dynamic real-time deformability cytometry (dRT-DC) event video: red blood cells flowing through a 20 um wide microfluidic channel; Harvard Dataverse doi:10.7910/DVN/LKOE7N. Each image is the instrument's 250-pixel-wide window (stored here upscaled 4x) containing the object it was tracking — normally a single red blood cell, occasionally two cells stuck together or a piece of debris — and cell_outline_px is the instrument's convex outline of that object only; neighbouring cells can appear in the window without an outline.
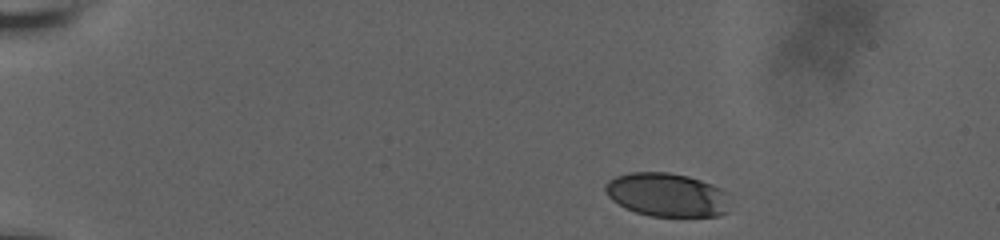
{"species": "human", "species_latin": "Homo sapiens", "temperature_condition": "room temperature", "stored_images_in_passage": 9, "camera_frame_rate_fps": 3000, "um_per_image_px": 0.085, "donor": {"sex": "male"}, "frame": {"image": 1, "passage_image": 1, "time_ms": 0.0, "image_size_px": [1000, 240], "cell_outline_px": [[728, 212], [716, 216], [652, 216], [636, 212], [624, 208], [612, 200], [608, 196], [604, 188], [604, 184], [608, 180], [616, 176], [628, 172], [668, 172], [688, 176], [724, 188], [728, 192]], "centroid_in_image_um": [56.69, 16.55], "position_along_channel_um": 28.3, "area_um2": 32.02}}
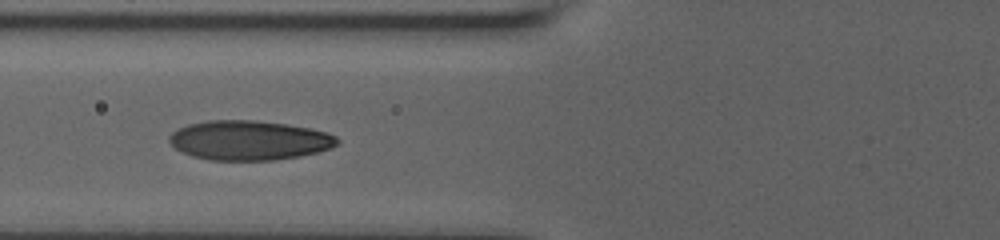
{"frame": {"image": 2, "passage_image": 7, "time_ms": 2.0, "image_size_px": [1000, 240], "cell_outline_px": [[340, 144], [332, 148], [320, 152], [300, 156], [276, 160], [208, 160], [192, 156], [176, 148], [168, 140], [168, 136], [172, 132], [188, 124], [208, 120], [256, 120], [288, 124], [328, 132], [336, 136], [340, 140]], "centroid_in_image_um": [21.23, 11.93], "position_along_channel_um": 104.6, "area_um2": 39.02}}
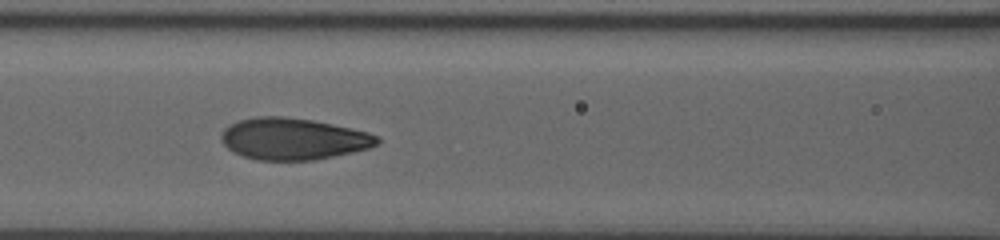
{"frame": {"image": 3, "passage_image": 8, "time_ms": 2.333, "image_size_px": [1000, 240], "cell_outline_px": [[380, 140], [376, 144], [368, 148], [352, 152], [312, 160], [256, 160], [244, 156], [228, 148], [220, 140], [220, 136], [224, 128], [240, 120], [256, 116], [284, 116], [312, 120], [352, 128], [368, 132], [380, 136]], "centroid_in_image_um": [24.92, 11.79], "position_along_channel_um": 141.7, "area_um2": 37.69}}